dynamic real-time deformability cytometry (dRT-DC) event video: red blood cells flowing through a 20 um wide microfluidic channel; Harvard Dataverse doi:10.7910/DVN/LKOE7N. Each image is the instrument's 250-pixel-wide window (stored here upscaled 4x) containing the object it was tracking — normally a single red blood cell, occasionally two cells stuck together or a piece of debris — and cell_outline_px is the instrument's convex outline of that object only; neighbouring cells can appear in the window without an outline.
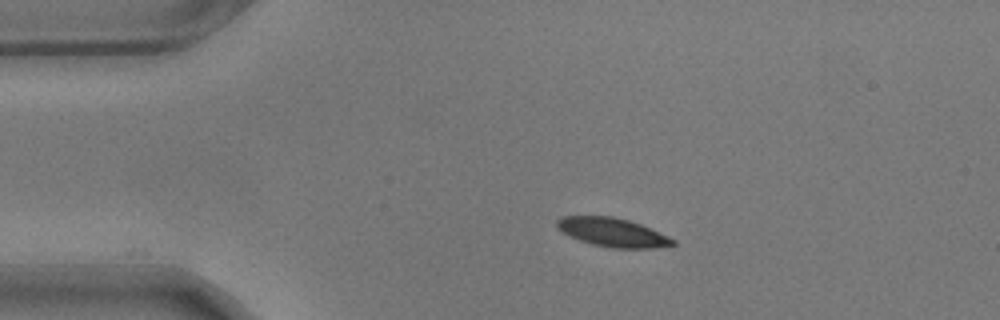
{"species": "common noctule bat (a hibernating species)", "species_latin": "Nyctalus noctula", "temperature_condition": "warm", "stored_images_in_passage": 47, "camera_frame_rate_fps": 3000, "um_per_image_px": 0.085, "animal": {"sex": "male", "body_mass_g": 17.9}, "frame": {"image": 1, "passage_image": 1, "time_ms": 0.0, "image_size_px": [1000, 320], "cell_outline_px": [[676, 244], [652, 248], [612, 248], [592, 244], [580, 240], [556, 228], [556, 220], [564, 216], [612, 216], [628, 220], [640, 224], [676, 240]], "centroid_in_image_um": [52.06, 19.74], "position_along_channel_um": 32.9, "area_um2": 19.13}}
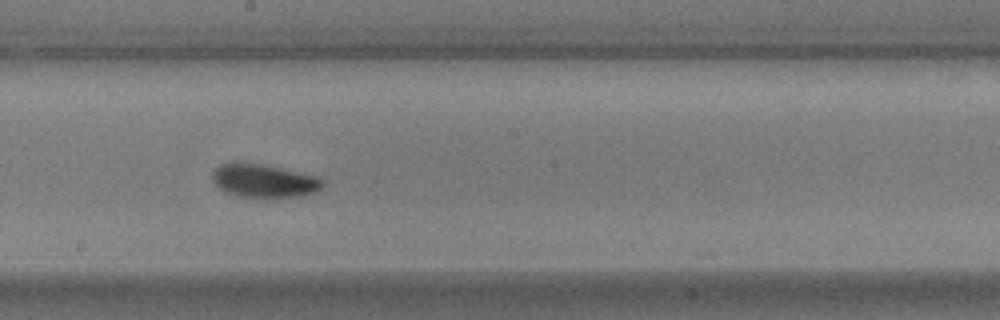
{"frame": {"image": 2, "passage_image": 21, "time_ms": 6.667, "image_size_px": [1000, 320], "cell_outline_px": [[324, 184], [316, 192], [300, 196], [236, 196], [224, 192], [212, 180], [212, 172], [220, 164], [232, 160], [240, 160], [264, 164], [316, 176], [324, 180]], "centroid_in_image_um": [22.37, 15.32], "position_along_channel_um": 225.8, "area_um2": 21.62}}
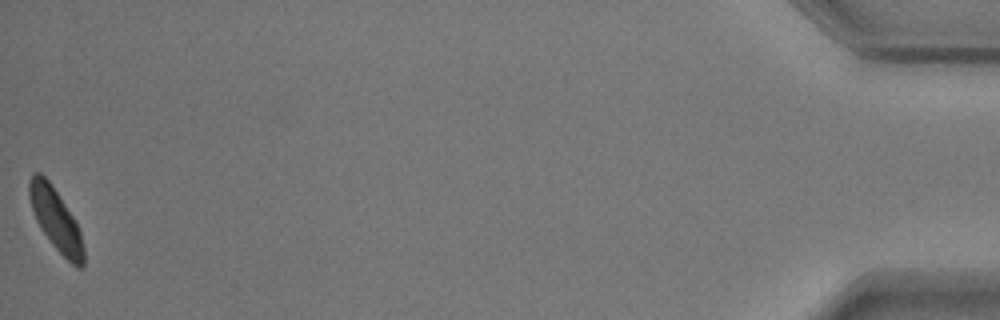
{"frame": {"image": 3, "passage_image": 47, "time_ms": 15.333, "image_size_px": [1000, 320], "cell_outline_px": [[84, 264], [80, 268], [76, 268], [52, 244], [40, 228], [36, 220], [28, 196], [28, 180], [32, 172], [40, 172], [48, 180], [76, 220], [80, 232], [84, 248]], "centroid_in_image_um": [4.73, 18.64], "position_along_channel_um": 430.5, "area_um2": 19.65}, "authors_computed_cell_mechanics": {"area_um2": 20.4034, "velocity_mm_per_s": 3.5078, "shape_relaxation_time_tau1_ms": 2.5084, "shape_relaxation_time_tau2_ms": 2.7281, "deformation_change_tau1": 0.1145, "deformation_change_tau2": 0.0537}}